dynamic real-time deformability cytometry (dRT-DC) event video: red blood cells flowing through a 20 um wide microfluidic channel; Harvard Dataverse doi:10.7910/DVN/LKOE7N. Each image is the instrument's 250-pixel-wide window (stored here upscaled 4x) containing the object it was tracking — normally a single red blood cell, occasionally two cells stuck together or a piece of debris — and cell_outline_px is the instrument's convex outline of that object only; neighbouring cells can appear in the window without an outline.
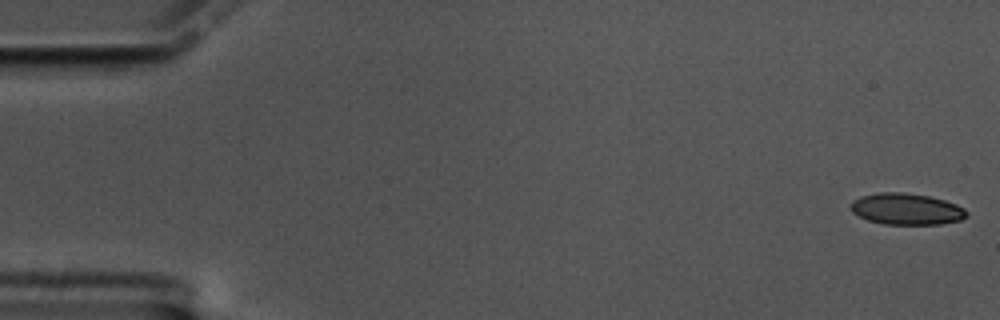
{"species": "common noctule bat (a hibernating species)", "species_latin": "Nyctalus noctula", "temperature_condition": "cold", "stored_images_in_passage": 60, "camera_frame_rate_fps": 3000, "um_per_image_px": 0.085, "animal": {"sex": "male", "body_mass_g": 17.5, "forearm_length_mm": 52.3}, "frame": {"image": 1, "passage_image": 1, "time_ms": 0.0, "image_size_px": [1000, 320], "cell_outline_px": [[968, 216], [960, 220], [940, 224], [884, 224], [868, 220], [852, 212], [848, 204], [852, 200], [860, 196], [880, 192], [900, 192], [928, 196], [944, 200], [956, 204], [964, 208], [968, 212]], "centroid_in_image_um": [77.03, 17.76], "position_along_channel_um": 8.0, "area_um2": 21.27}}
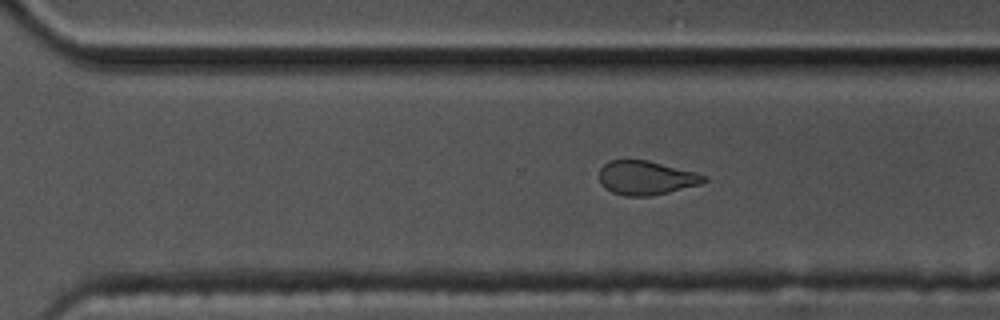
{"frame": {"image": 2, "passage_image": 41, "time_ms": 13.333, "image_size_px": [1000, 320], "cell_outline_px": [[708, 180], [700, 184], [668, 192], [648, 196], [624, 196], [612, 192], [604, 188], [600, 184], [600, 168], [608, 160], [648, 160], [696, 172], [708, 176]], "centroid_in_image_um": [54.91, 15.11], "position_along_channel_um": 315.7, "area_um2": 20.81}}
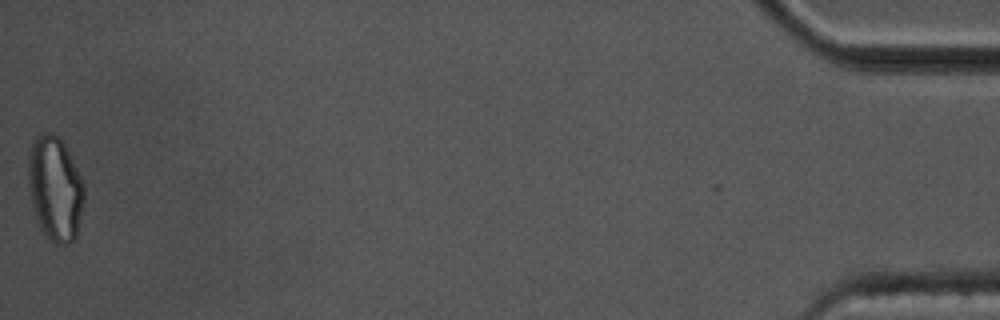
{"frame": {"image": 3, "passage_image": 60, "time_ms": 19.667, "image_size_px": [1000, 320], "cell_outline_px": [[84, 200], [76, 236], [68, 244], [56, 244], [44, 236], [32, 208], [28, 192], [28, 156], [32, 144], [36, 136], [44, 132], [52, 132], [64, 144], [84, 184]], "centroid_in_image_um": [4.65, 16.05], "position_along_channel_um": 430.5, "area_um2": 34.04}, "authors_computed_cell_mechanics": {"area_um2": 21.964, "velocity_mm_per_s": 3.3476, "shape_relaxation_time_tau1_ms": 9.8245, "shape_relaxation_time_tau2_ms": 2.6774, "deformation_change_tau1": 0.179, "deformation_change_tau2": 0.0823}}